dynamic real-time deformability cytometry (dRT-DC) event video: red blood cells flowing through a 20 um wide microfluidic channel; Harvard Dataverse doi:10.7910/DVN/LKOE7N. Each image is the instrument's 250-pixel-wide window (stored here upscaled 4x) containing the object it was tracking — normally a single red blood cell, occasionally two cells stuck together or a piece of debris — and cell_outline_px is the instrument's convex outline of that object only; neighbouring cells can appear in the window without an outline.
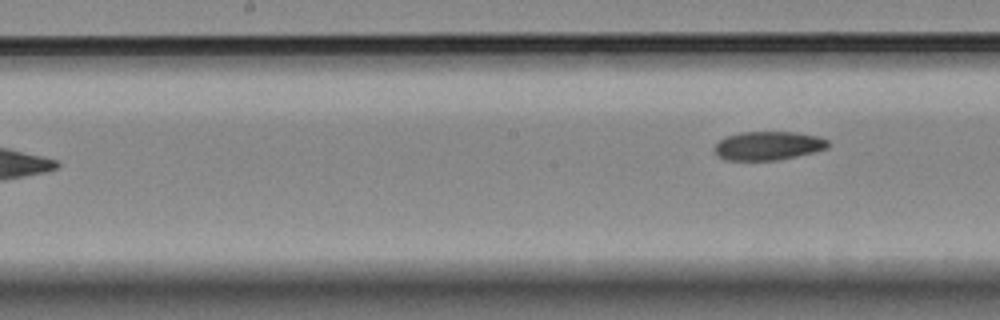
{"species": "Egyptian fruit bat (a non-hibernating species)", "species_latin": "Rousettus aegyptiacus", "temperature_condition": "room temperature", "stored_images_in_passage": 7, "camera_frame_rate_fps": 3000, "um_per_image_px": 0.085, "animal": {"sex": "female"}, "frame": {"image": 1, "passage_image": 7, "time_ms": 7.667, "image_size_px": [1000, 320], "cell_outline_px": [[828, 148], [816, 152], [780, 160], [724, 160], [716, 156], [716, 144], [720, 140], [728, 136], [740, 132], [796, 132], [820, 136], [828, 140]], "centroid_in_image_um": [65.34, 12.39], "position_along_channel_um": 182.9, "area_um2": 19.13}}